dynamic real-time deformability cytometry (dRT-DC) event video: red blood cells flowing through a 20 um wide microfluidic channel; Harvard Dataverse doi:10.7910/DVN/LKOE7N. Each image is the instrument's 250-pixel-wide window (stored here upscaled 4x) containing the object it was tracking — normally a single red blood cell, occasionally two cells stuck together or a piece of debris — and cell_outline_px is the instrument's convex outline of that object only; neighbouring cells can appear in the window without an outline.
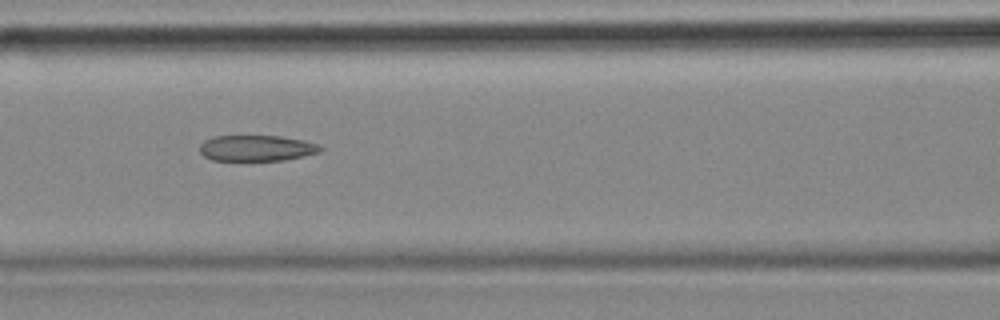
{"species": "common noctule bat (a hibernating species)", "species_latin": "Nyctalus noctula", "temperature_condition": "cold", "stored_images_in_passage": 10, "camera_frame_rate_fps": 3000, "um_per_image_px": 0.085, "animal": {"sex": "female", "body_mass_g": 18.4}, "frame": {"image": 1, "passage_image": 6, "time_ms": 1.667, "image_size_px": [1000, 320], "cell_outline_px": [[324, 148], [320, 152], [284, 160], [212, 160], [204, 156], [200, 152], [200, 144], [204, 140], [212, 136], [280, 136], [304, 140], [316, 144]], "centroid_in_image_um": [21.79, 12.58], "position_along_channel_um": 144.8, "area_um2": 18.15}}
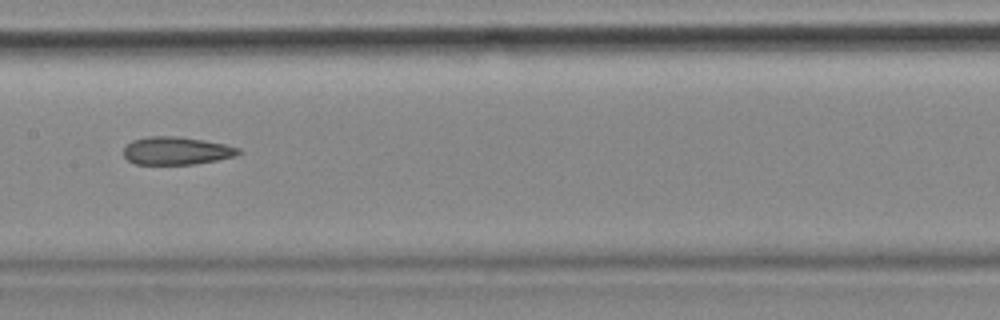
{"frame": {"image": 2, "passage_image": 7, "time_ms": 2.0, "image_size_px": [1000, 320], "cell_outline_px": [[244, 152], [236, 156], [216, 160], [192, 164], [136, 164], [128, 160], [124, 156], [124, 148], [132, 140], [148, 136], [180, 136], [204, 140], [224, 144], [240, 148]], "centroid_in_image_um": [15.02, 12.8], "position_along_channel_um": 192.4, "area_um2": 18.73}}